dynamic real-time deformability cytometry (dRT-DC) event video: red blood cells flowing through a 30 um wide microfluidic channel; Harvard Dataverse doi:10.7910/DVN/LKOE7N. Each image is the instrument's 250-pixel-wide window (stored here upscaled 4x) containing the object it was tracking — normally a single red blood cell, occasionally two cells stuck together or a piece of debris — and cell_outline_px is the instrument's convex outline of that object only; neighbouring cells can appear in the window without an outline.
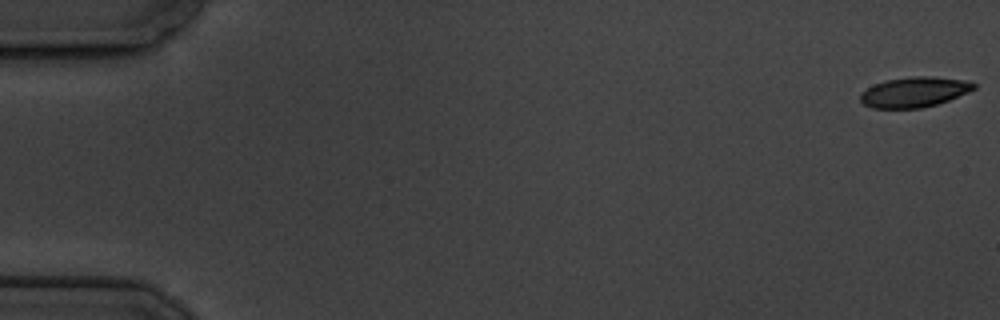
{"species": "common noctule bat (a hibernating species)", "species_latin": "Nyctalus noctula", "temperature_condition": "cold", "stored_images_in_passage": 6, "camera_frame_rate_fps": 3000, "um_per_image_px": 0.085, "animal": {"sex": "male", "body_mass_g": 19.5, "forearm_length_mm": 54.6}, "frame": {"image": 1, "passage_image": 1, "time_ms": 0.0, "image_size_px": [1000, 320], "cell_outline_px": [[976, 88], [968, 92], [948, 100], [936, 104], [920, 108], [872, 108], [864, 104], [860, 100], [860, 96], [868, 88], [876, 84], [888, 80], [916, 76], [932, 76], [972, 80], [976, 84]], "centroid_in_image_um": [77.79, 7.81], "position_along_channel_um": 7.2, "area_um2": 19.83}}
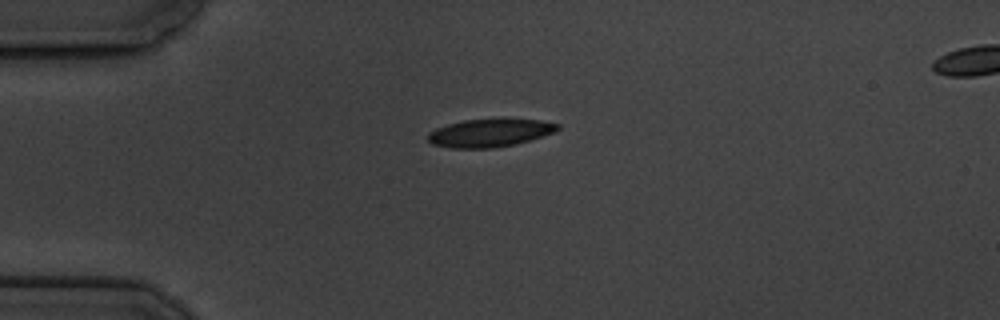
{"frame": {"image": 2, "passage_image": 5, "time_ms": 4.667, "image_size_px": [1000, 320], "cell_outline_px": [[560, 128], [552, 132], [516, 144], [496, 148], [452, 148], [432, 144], [428, 140], [428, 132], [436, 128], [448, 124], [464, 120], [540, 120], [560, 124]], "centroid_in_image_um": [41.58, 11.31], "position_along_channel_um": 43.4, "area_um2": 20.69}}